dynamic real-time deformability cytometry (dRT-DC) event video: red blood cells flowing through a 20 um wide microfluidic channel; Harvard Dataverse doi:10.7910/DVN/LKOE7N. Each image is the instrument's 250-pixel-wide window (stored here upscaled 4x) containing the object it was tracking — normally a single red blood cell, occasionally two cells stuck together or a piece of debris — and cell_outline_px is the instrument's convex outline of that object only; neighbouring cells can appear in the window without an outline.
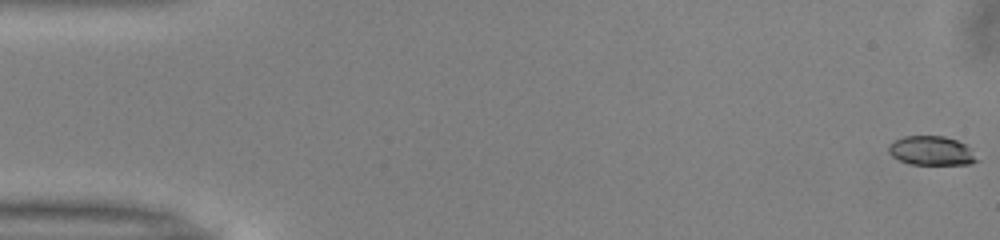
{"species": "common noctule bat (a hibernating species)", "species_latin": "Nyctalus noctula", "temperature_condition": "warm", "stored_images_in_passage": 52, "camera_frame_rate_fps": 3000, "um_per_image_px": 0.085, "animal": {"sex": "male", "body_mass_g": 13.0, "forearm_length_mm": 53.1}, "frame": {"image": 1, "passage_image": 1, "time_ms": 0.0, "image_size_px": [1000, 240], "cell_outline_px": [[980, 160], [972, 164], [908, 164], [892, 156], [888, 152], [888, 144], [904, 136], [944, 136], [956, 140], [964, 144]], "centroid_in_image_um": [79.15, 12.82], "position_along_channel_um": 5.8, "area_um2": 14.91}}
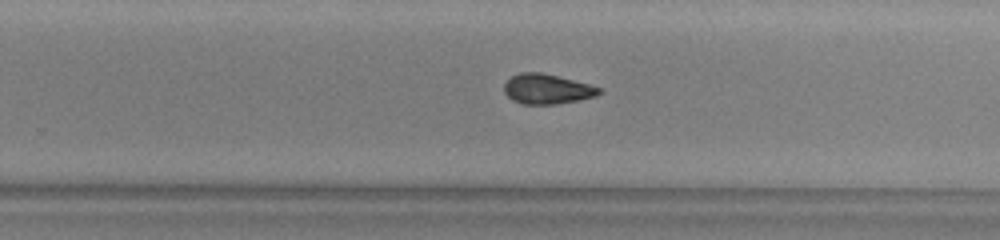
{"frame": {"image": 2, "passage_image": 33, "time_ms": 10.667, "image_size_px": [1000, 240], "cell_outline_px": [[604, 92], [596, 96], [580, 100], [556, 104], [520, 104], [512, 100], [504, 92], [504, 84], [512, 76], [520, 72], [540, 72], [604, 88]], "centroid_in_image_um": [46.52, 7.58], "position_along_channel_um": 283.3, "area_um2": 16.65}}
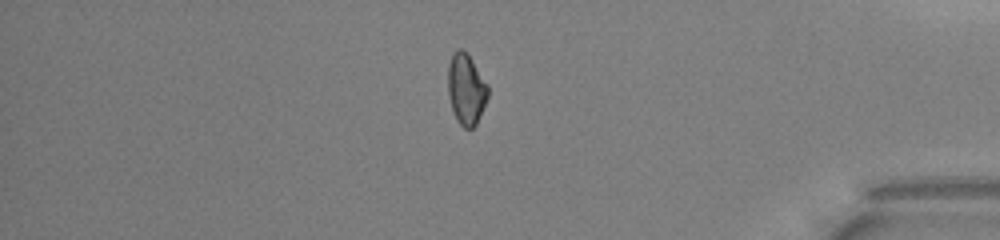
{"frame": {"image": 3, "passage_image": 44, "time_ms": 14.333, "image_size_px": [1000, 240], "cell_outline_px": [[488, 96], [476, 124], [472, 128], [464, 128], [460, 124], [452, 108], [448, 92], [448, 64], [452, 52], [456, 48], [460, 48], [468, 52], [488, 84]], "centroid_in_image_um": [39.62, 7.5], "position_along_channel_um": 395.6, "area_um2": 16.59}, "authors_computed_cell_mechanics": {"area_um2": 16.5886, "velocity_mm_per_s": 4.0205, "shape_relaxation_time_tau1_ms": 4.8948, "shape_relaxation_time_tau2_ms": 2.0076, "deformation_change_tau1": 0.1247, "deformation_change_tau2": 0.0764}}